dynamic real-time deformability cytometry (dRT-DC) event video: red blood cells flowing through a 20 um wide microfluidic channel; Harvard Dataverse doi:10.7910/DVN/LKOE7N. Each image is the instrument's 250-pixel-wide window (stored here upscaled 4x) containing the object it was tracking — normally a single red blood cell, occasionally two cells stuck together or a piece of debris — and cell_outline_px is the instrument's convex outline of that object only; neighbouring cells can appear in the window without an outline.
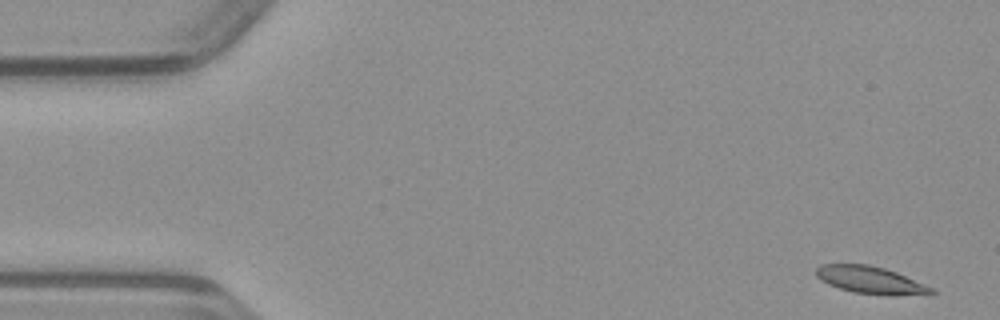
{"species": "common noctule bat (a hibernating species)", "species_latin": "Nyctalus noctula", "temperature_condition": "warm", "stored_images_in_passage": 49, "camera_frame_rate_fps": 3000, "um_per_image_px": 0.085, "animal": {"sex": "male", "body_mass_g": 23.1, "forearm_length_mm": 52.7}, "frame": {"image": 1, "passage_image": 1, "time_ms": 0.0, "image_size_px": [1000, 320], "cell_outline_px": [[936, 292], [852, 292], [828, 284], [820, 280], [816, 276], [816, 268], [820, 264], [868, 264], [884, 268], [896, 272], [932, 288]], "centroid_in_image_um": [73.77, 23.71], "position_along_channel_um": 11.2, "area_um2": 16.88}}
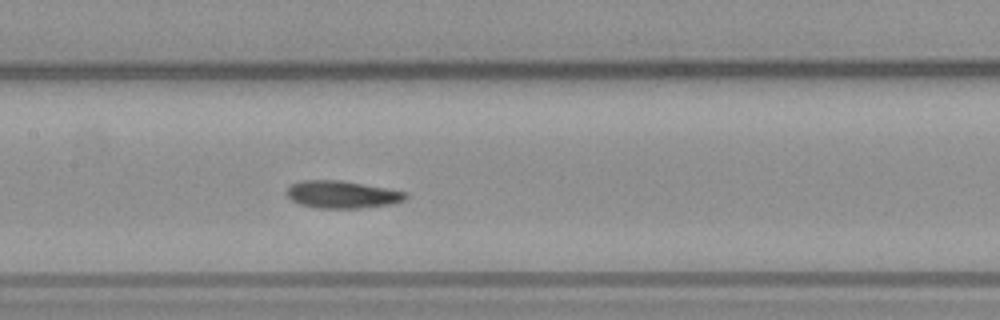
{"frame": {"image": 2, "passage_image": 22, "time_ms": 7.0, "image_size_px": [1000, 320], "cell_outline_px": [[408, 196], [404, 200], [392, 204], [360, 208], [316, 208], [300, 204], [292, 200], [288, 196], [288, 188], [292, 184], [304, 180], [344, 180], [388, 188], [408, 192]], "centroid_in_image_um": [29.13, 16.53], "position_along_channel_um": 178.3, "area_um2": 19.07}}
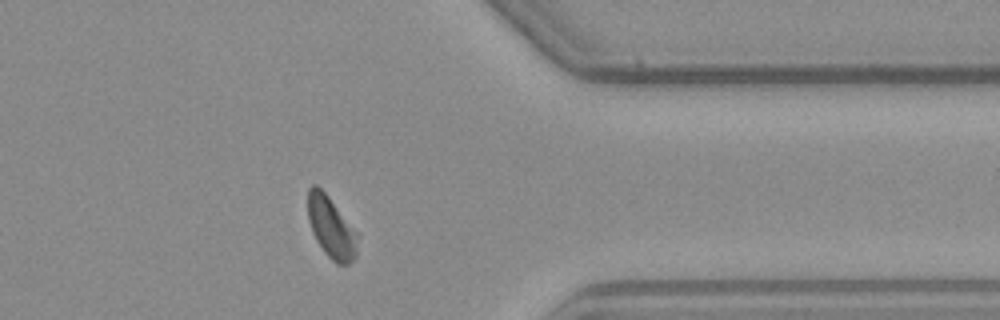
{"frame": {"image": 3, "passage_image": 38, "time_ms": 12.333, "image_size_px": [1000, 320], "cell_outline_px": [[360, 236], [356, 256], [348, 264], [336, 264], [324, 252], [316, 240], [312, 232], [308, 220], [308, 188], [312, 184], [316, 184], [328, 196], [360, 232]], "centroid_in_image_um": [28.2, 19.33], "position_along_channel_um": 383.2, "area_um2": 18.32}}